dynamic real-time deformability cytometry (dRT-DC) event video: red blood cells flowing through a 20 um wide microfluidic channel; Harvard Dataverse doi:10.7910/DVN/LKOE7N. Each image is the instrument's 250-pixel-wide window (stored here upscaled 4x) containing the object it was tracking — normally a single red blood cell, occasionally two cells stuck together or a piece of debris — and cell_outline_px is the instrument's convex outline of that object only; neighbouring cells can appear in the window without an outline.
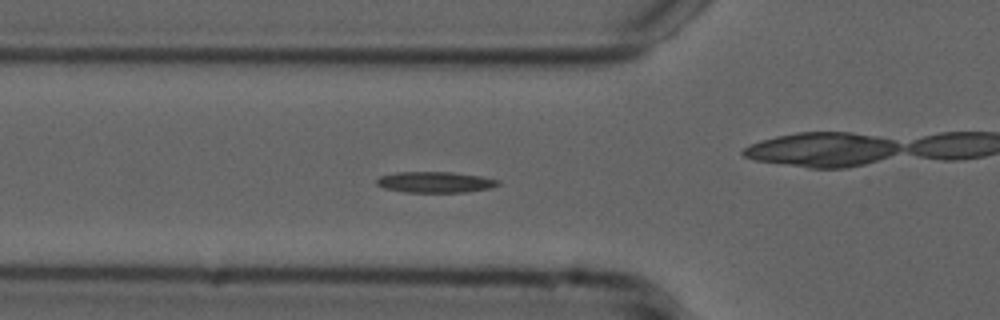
{"species": "common noctule bat (a hibernating species)", "species_latin": "Nyctalus noctula", "temperature_condition": "cold", "stored_images_in_passage": 38, "camera_frame_rate_fps": 3000, "um_per_image_px": 0.085, "animal": {"sex": "male", "forearm_length_mm": 52.5}, "frame": {"image": 1, "passage_image": 2, "time_ms": 0.333, "image_size_px": [1000, 320], "cell_outline_px": [[500, 184], [492, 188], [468, 192], [404, 192], [384, 188], [376, 184], [376, 180], [380, 176], [396, 172], [452, 172], [480, 176], [500, 180]], "centroid_in_image_um": [37.01, 15.48], "position_along_channel_um": 88.8, "area_um2": 14.91}}
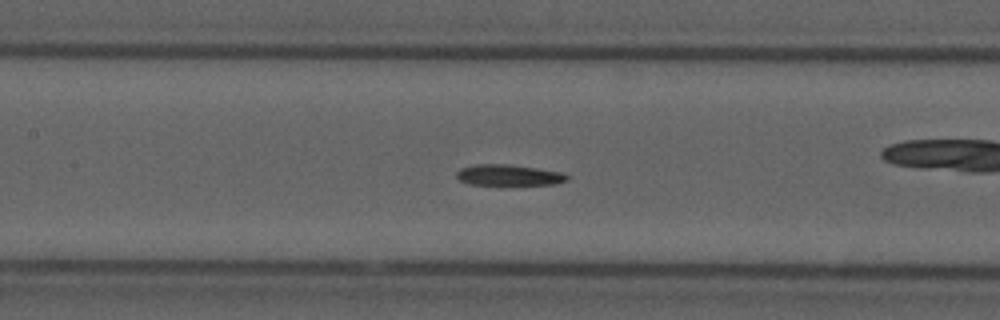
{"frame": {"image": 2, "passage_image": 8, "time_ms": 2.333, "image_size_px": [1000, 320], "cell_outline_px": [[568, 180], [552, 184], [468, 184], [460, 180], [456, 176], [456, 172], [460, 168], [476, 164], [508, 164], [536, 168], [560, 172], [568, 176]], "centroid_in_image_um": [43.19, 14.87], "position_along_channel_um": 164.2, "area_um2": 13.24}}
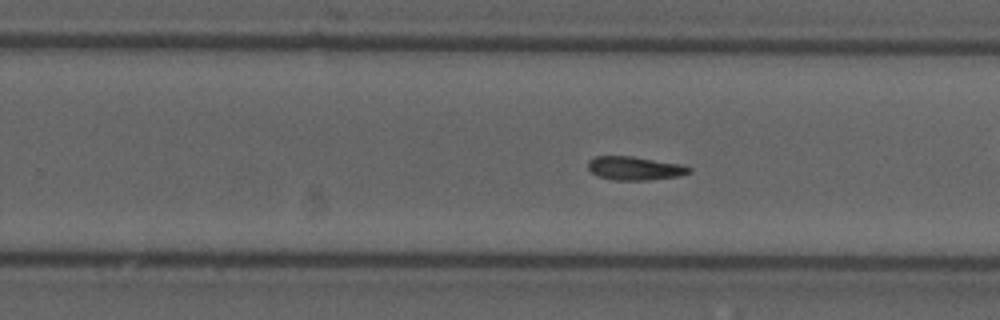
{"frame": {"image": 3, "passage_image": 17, "time_ms": 5.333, "image_size_px": [1000, 320], "cell_outline_px": [[692, 172], [680, 176], [648, 180], [612, 180], [596, 176], [588, 168], [588, 160], [596, 156], [632, 156], [680, 164], [692, 168]], "centroid_in_image_um": [53.95, 14.31], "position_along_channel_um": 275.9, "area_um2": 13.99}}